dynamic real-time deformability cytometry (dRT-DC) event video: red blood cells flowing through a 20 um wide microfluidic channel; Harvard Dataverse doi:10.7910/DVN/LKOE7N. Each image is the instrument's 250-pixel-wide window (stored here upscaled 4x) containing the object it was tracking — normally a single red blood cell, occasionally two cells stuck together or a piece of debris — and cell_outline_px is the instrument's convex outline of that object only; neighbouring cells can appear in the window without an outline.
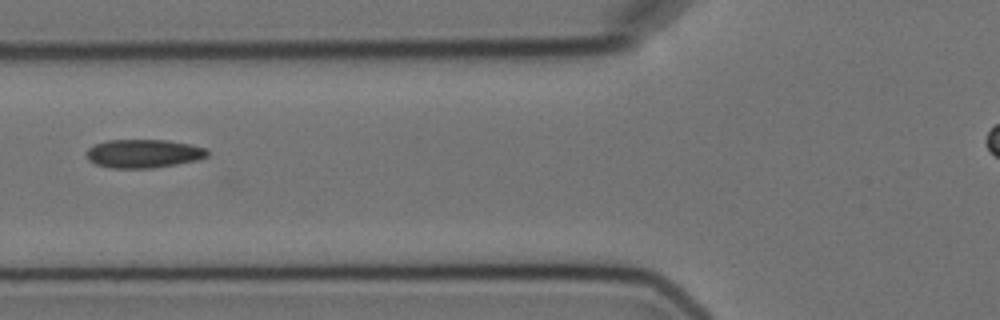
{"species": "Egyptian fruit bat (a non-hibernating species)", "species_latin": "Rousettus aegyptiacus", "temperature_condition": "cold", "stored_images_in_passage": 10, "camera_frame_rate_fps": 3000, "um_per_image_px": 0.085, "animal": {"sex": "female"}, "frame": {"image": 1, "passage_image": 5, "time_ms": 5.0, "image_size_px": [1000, 320], "cell_outline_px": [[208, 156], [200, 160], [152, 168], [112, 168], [96, 164], [88, 160], [84, 152], [88, 148], [96, 144], [108, 140], [168, 140], [188, 144], [204, 148], [208, 152]], "centroid_in_image_um": [12.18, 13.06], "position_along_channel_um": 113.6, "area_um2": 20.11}}
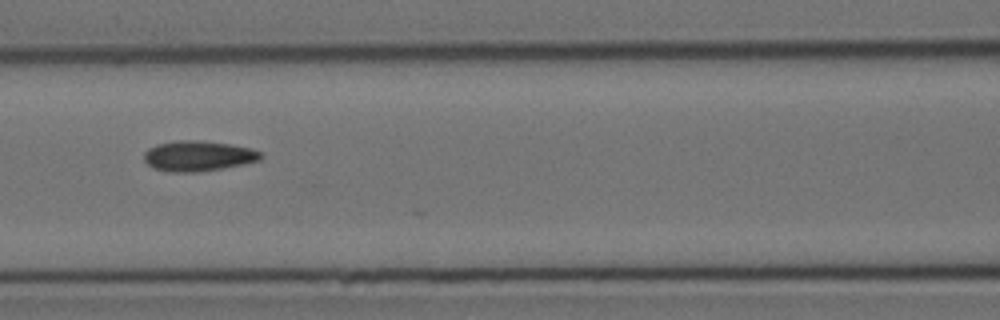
{"frame": {"image": 2, "passage_image": 6, "time_ms": 6.0, "image_size_px": [1000, 320], "cell_outline_px": [[264, 156], [260, 160], [224, 168], [196, 172], [168, 172], [152, 168], [144, 160], [144, 152], [148, 148], [156, 144], [180, 140], [196, 140], [228, 144], [252, 148], [260, 152]], "centroid_in_image_um": [16.82, 13.26], "position_along_channel_um": 149.8, "area_um2": 20.69}}
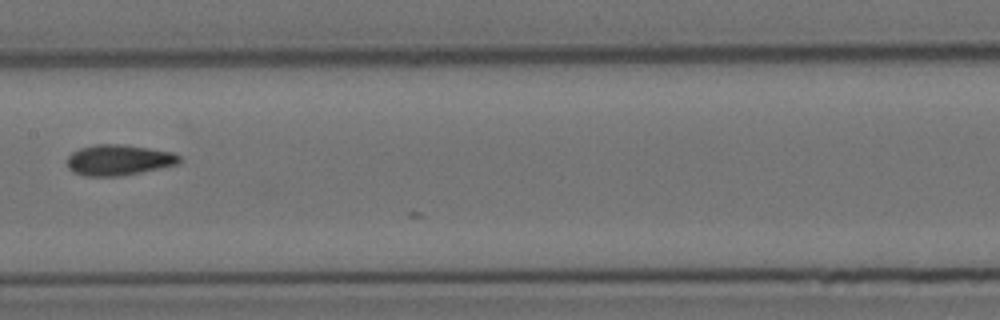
{"frame": {"image": 3, "passage_image": 7, "time_ms": 7.333, "image_size_px": [1000, 320], "cell_outline_px": [[180, 160], [176, 164], [140, 172], [120, 176], [84, 176], [72, 172], [68, 168], [68, 156], [72, 152], [80, 148], [96, 144], [124, 144], [172, 152], [180, 156]], "centroid_in_image_um": [10.04, 13.6], "position_along_channel_um": 197.4, "area_um2": 19.94}}